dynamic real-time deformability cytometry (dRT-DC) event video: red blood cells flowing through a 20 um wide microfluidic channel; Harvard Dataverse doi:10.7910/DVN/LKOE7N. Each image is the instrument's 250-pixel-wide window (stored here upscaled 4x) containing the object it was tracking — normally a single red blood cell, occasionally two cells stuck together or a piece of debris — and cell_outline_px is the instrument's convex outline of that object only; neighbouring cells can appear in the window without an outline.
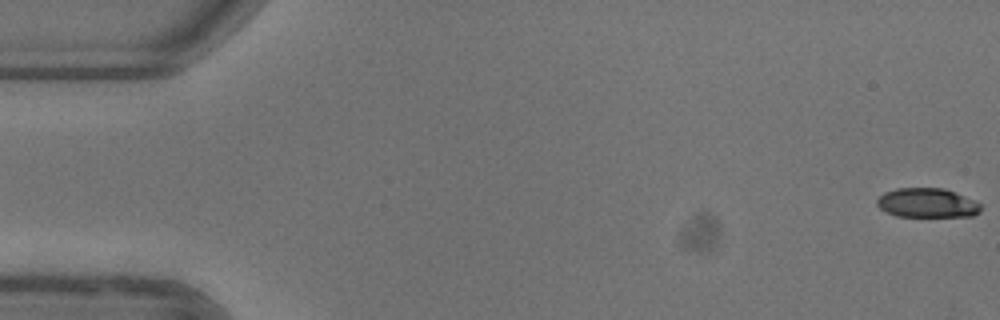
{"species": "common noctule bat (a hibernating species)", "species_latin": "Nyctalus noctula", "temperature_condition": "warm", "stored_images_in_passage": 15, "camera_frame_rate_fps": 3000, "um_per_image_px": 0.085, "animal": {"sex": "female"}, "frame": {"image": 1, "passage_image": 1, "time_ms": 0.0, "image_size_px": [1000, 320], "cell_outline_px": [[980, 212], [972, 216], [896, 216], [880, 208], [876, 204], [876, 200], [884, 192], [896, 188], [944, 188], [976, 200], [980, 204]], "centroid_in_image_um": [78.81, 17.24], "position_along_channel_um": 6.2, "area_um2": 17.74}}
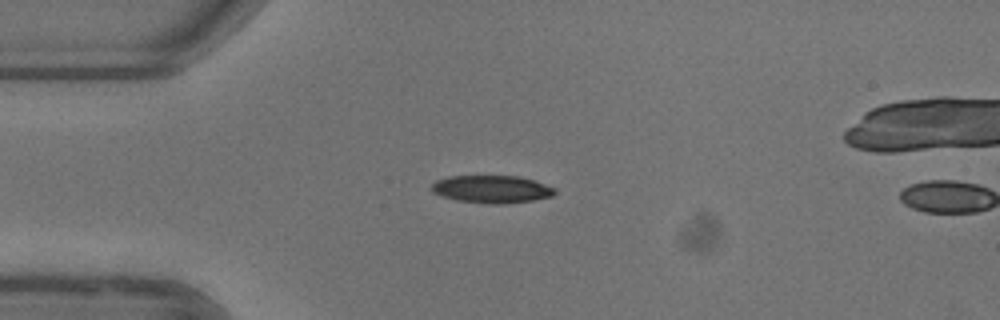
{"frame": {"image": 2, "passage_image": 14, "time_ms": 4.333, "image_size_px": [1000, 320], "cell_outline_px": [[556, 192], [552, 196], [532, 200], [496, 204], [492, 204], [456, 200], [432, 192], [432, 184], [436, 180], [448, 176], [520, 176], [536, 180], [556, 188]], "centroid_in_image_um": [41.82, 16.06], "position_along_channel_um": 43.2, "area_um2": 19.77}}